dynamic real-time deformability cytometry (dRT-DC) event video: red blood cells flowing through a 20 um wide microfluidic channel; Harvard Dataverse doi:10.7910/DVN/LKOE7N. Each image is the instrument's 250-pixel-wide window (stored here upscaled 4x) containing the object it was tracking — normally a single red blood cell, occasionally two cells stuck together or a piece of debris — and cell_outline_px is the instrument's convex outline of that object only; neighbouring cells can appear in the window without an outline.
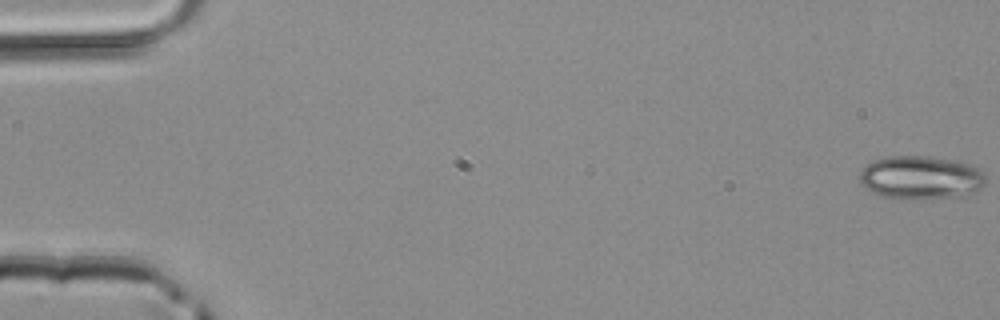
{"species": "common noctule bat (a hibernating species)", "species_latin": "Nyctalus noctula", "temperature_condition": "room temperature", "stored_images_in_passage": 13, "camera_frame_rate_fps": 3000, "um_per_image_px": 0.085, "animal": {"sex": "male", "body_mass_g": 20.4}, "frame": {"image": 1, "passage_image": 1, "time_ms": 0.0, "image_size_px": [1000, 320], "cell_outline_px": [[984, 184], [976, 192], [968, 196], [880, 196], [872, 192], [860, 180], [860, 172], [868, 164], [876, 160], [888, 156], [928, 156], [956, 160], [972, 164], [980, 168], [984, 172]], "centroid_in_image_um": [78.35, 15.04], "position_along_channel_um": 6.7, "area_um2": 30.98}}